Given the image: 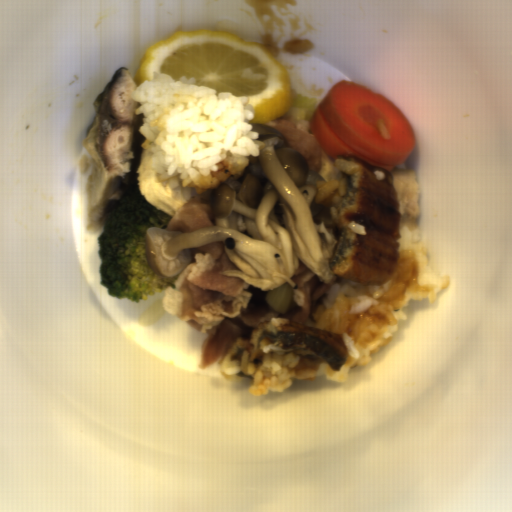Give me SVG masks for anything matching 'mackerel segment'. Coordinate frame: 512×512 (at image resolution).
<instances>
[{"label":"mackerel segment","instance_id":"mackerel-segment-1","mask_svg":"<svg viewBox=\"0 0 512 512\" xmlns=\"http://www.w3.org/2000/svg\"><path fill=\"white\" fill-rule=\"evenodd\" d=\"M132 73L116 68L94 100L80 161L83 222L88 232L103 229L105 214L129 186H138L136 171L145 149L139 130L144 114L132 98L138 88Z\"/></svg>","mask_w":512,"mask_h":512}]
</instances>
